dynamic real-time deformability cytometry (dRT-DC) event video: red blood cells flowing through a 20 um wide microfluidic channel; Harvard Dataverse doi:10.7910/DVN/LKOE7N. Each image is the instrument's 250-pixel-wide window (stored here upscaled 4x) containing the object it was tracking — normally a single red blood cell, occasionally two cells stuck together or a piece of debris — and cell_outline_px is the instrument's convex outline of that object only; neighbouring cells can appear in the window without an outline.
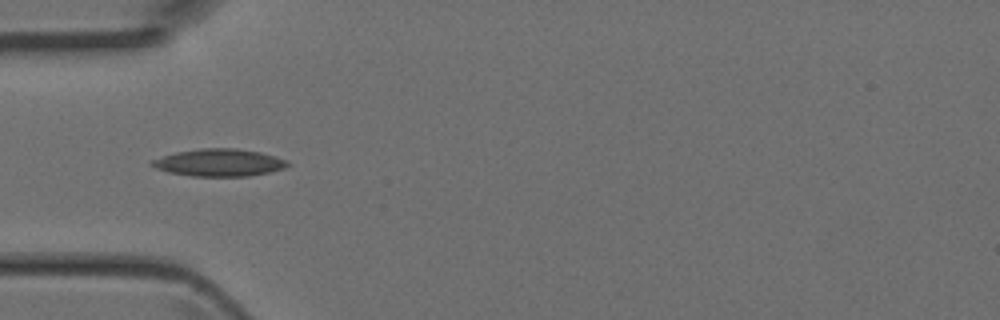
{"species": "Egyptian fruit bat (a non-hibernating species)", "species_latin": "Rousettus aegyptiacus", "temperature_condition": "room temperature", "stored_images_in_passage": 5, "camera_frame_rate_fps": 3000, "um_per_image_px": 0.085, "animal": {"sex": "female"}, "frame": {"image": 1, "passage_image": 5, "time_ms": 1.333, "image_size_px": [1000, 320], "cell_outline_px": [[288, 164], [284, 168], [268, 172], [248, 176], [192, 176], [168, 172], [156, 168], [148, 164], [152, 160], [176, 152], [200, 148], [236, 148], [260, 152], [276, 156], [288, 160]], "centroid_in_image_um": [18.62, 13.81], "position_along_channel_um": 66.4, "area_um2": 21.56}}